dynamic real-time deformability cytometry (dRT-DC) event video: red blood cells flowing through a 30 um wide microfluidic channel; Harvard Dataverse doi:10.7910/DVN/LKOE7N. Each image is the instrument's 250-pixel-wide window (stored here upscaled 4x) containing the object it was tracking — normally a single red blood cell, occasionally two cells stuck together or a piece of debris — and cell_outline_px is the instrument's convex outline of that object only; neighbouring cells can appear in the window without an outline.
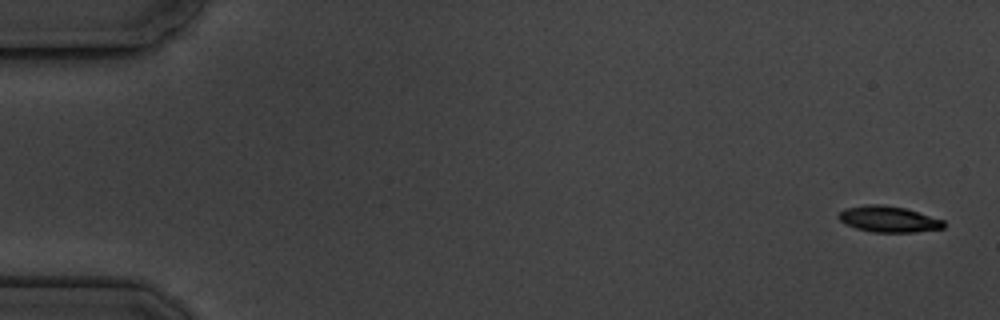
{"species": "common noctule bat (a hibernating species)", "species_latin": "Nyctalus noctula", "temperature_condition": "cold", "stored_images_in_passage": 9, "camera_frame_rate_fps": 3000, "um_per_image_px": 0.085, "animal": {"sex": "male", "body_mass_g": 19.5, "forearm_length_mm": 54.6}, "frame": {"image": 1, "passage_image": 1, "time_ms": 0.0, "image_size_px": [1000, 320], "cell_outline_px": [[948, 224], [944, 228], [916, 232], [872, 232], [856, 228], [844, 224], [836, 216], [844, 208], [868, 204], [884, 204], [904, 208], [944, 220]], "centroid_in_image_um": [75.52, 18.63], "position_along_channel_um": 9.5, "area_um2": 16.13}}
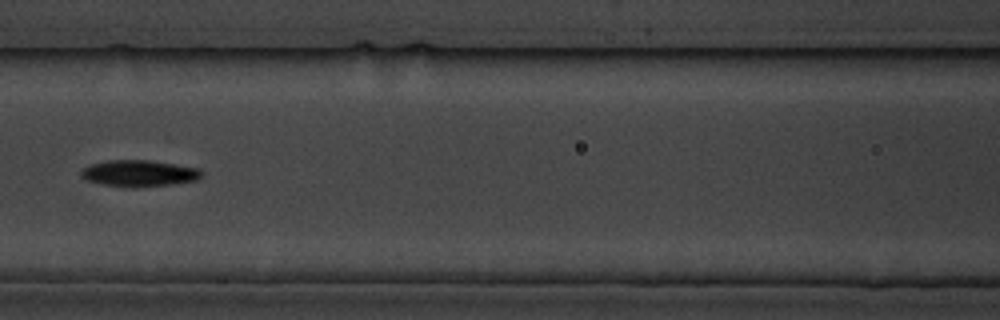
{"frame": {"image": 2, "passage_image": 7, "time_ms": 8.0, "image_size_px": [1000, 320], "cell_outline_px": [[204, 176], [196, 180], [172, 184], [132, 188], [104, 184], [88, 180], [80, 176], [80, 172], [88, 164], [104, 160], [148, 160], [200, 168]], "centroid_in_image_um": [11.82, 14.72], "position_along_channel_um": 154.8, "area_um2": 18.67}}
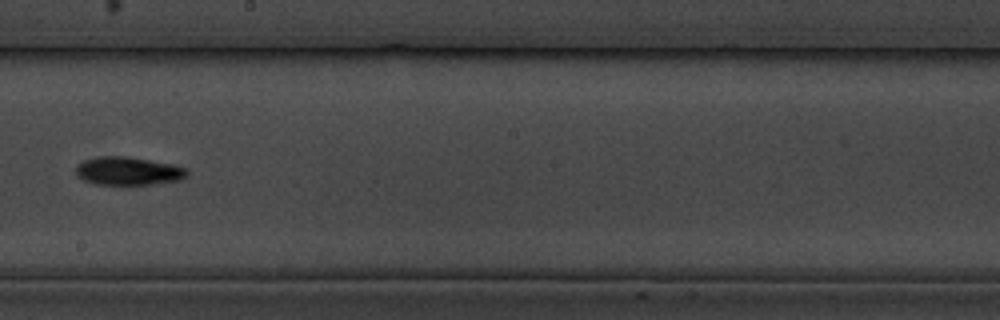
{"frame": {"image": 3, "passage_image": 9, "time_ms": 10.333, "image_size_px": [1000, 320], "cell_outline_px": [[188, 176], [180, 180], [152, 184], [92, 184], [76, 176], [76, 164], [84, 160], [100, 156], [128, 156], [172, 164], [184, 168], [188, 172]], "centroid_in_image_um": [10.86, 14.53], "position_along_channel_um": 237.3, "area_um2": 18.32}}